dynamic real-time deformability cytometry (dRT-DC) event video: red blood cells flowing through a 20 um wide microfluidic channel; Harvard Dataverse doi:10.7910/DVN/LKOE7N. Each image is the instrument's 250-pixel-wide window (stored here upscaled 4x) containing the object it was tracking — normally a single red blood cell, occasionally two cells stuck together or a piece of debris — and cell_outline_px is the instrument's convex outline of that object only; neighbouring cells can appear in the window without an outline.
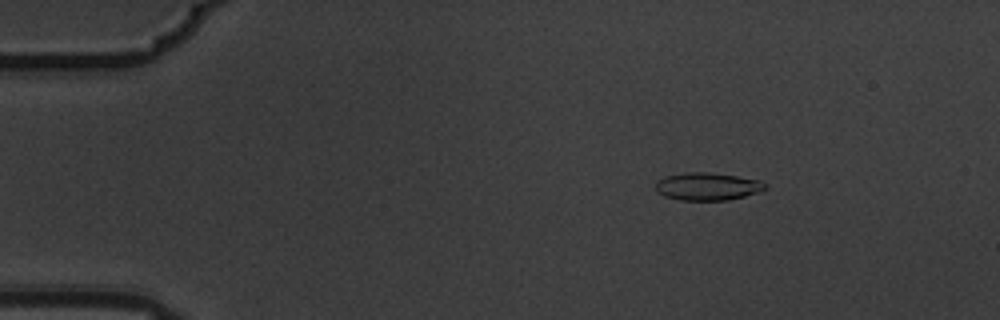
{"species": "common noctule bat (a hibernating species)", "species_latin": "Nyctalus noctula", "temperature_condition": "warm", "stored_images_in_passage": 5, "camera_frame_rate_fps": 3000, "um_per_image_px": 0.085, "animal": {"sex": "male", "body_mass_g": 19.5, "forearm_length_mm": 54.6}, "frame": {"image": 1, "passage_image": 3, "time_ms": 0.667, "image_size_px": [1000, 320], "cell_outline_px": [[768, 188], [760, 192], [728, 200], [680, 200], [664, 196], [656, 192], [656, 180], [664, 176], [684, 172], [704, 172], [736, 176], [760, 180]], "centroid_in_image_um": [60.1, 15.85], "position_along_channel_um": 24.9, "area_um2": 17.74}}